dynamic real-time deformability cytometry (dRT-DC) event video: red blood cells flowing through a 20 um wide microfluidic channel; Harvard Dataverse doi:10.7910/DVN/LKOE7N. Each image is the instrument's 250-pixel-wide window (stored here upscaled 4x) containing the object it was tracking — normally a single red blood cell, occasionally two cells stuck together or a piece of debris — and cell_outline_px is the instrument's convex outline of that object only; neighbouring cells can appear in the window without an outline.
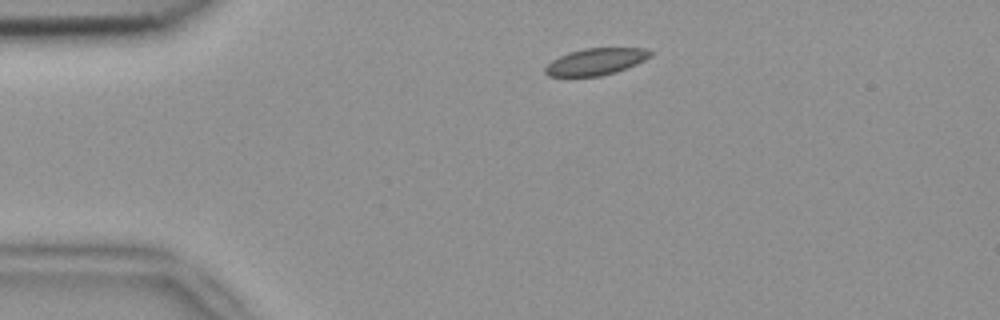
{"species": "common noctule bat (a hibernating species)", "species_latin": "Nyctalus noctula", "temperature_condition": "room temperature", "stored_images_in_passage": 3, "camera_frame_rate_fps": 3000, "um_per_image_px": 0.085, "animal": {"sex": "female", "body_mass_g": 18.4}, "frame": {"image": 1, "passage_image": 2, "time_ms": 0.333, "image_size_px": [1000, 320], "cell_outline_px": [[652, 56], [636, 64], [616, 72], [600, 76], [548, 76], [544, 72], [544, 68], [552, 60], [568, 52], [584, 48], [648, 48], [652, 52]], "centroid_in_image_um": [50.65, 5.23], "position_along_channel_um": 34.4, "area_um2": 16.42}}